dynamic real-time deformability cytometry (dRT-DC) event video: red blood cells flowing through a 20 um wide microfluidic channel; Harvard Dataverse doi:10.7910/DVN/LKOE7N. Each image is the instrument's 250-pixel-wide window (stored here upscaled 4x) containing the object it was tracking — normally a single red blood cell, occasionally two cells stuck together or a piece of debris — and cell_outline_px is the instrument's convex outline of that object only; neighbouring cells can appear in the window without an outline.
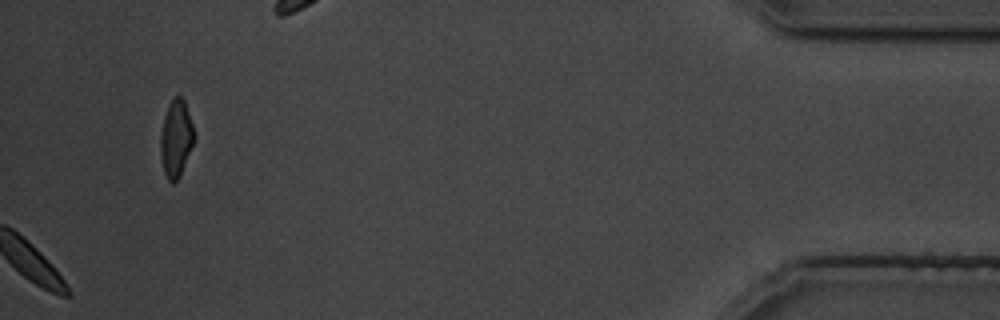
{"species": "common noctule bat (a hibernating species)", "species_latin": "Nyctalus noctula", "temperature_condition": "cold", "stored_images_in_passage": 30, "camera_frame_rate_fps": 3000, "um_per_image_px": 0.085, "animal": {"sex": "male", "body_mass_g": 19.5, "forearm_length_mm": 54.6}, "frame": {"image": 1, "passage_image": 30, "time_ms": 33.0, "image_size_px": [1000, 320], "cell_outline_px": [[192, 144], [180, 176], [172, 184], [168, 180], [164, 172], [160, 152], [160, 136], [164, 116], [168, 104], [172, 96], [180, 96], [184, 100], [192, 124]], "centroid_in_image_um": [14.92, 11.75], "position_along_channel_um": 420.3, "area_um2": 14.74}}